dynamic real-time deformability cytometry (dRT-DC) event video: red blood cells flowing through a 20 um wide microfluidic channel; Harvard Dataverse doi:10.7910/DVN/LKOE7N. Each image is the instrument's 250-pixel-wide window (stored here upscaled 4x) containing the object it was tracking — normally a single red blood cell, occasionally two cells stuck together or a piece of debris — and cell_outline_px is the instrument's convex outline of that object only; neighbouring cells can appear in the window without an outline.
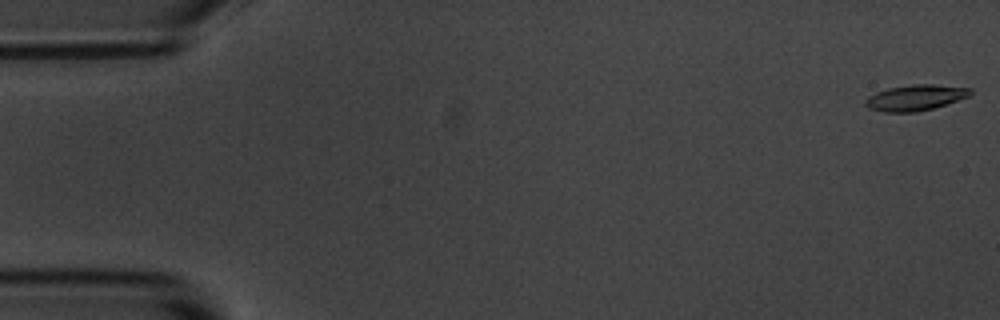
{"species": "common noctule bat (a hibernating species)", "species_latin": "Nyctalus noctula", "temperature_condition": "room temperature", "stored_images_in_passage": 6, "camera_frame_rate_fps": 3000, "um_per_image_px": 0.085, "animal": {"sex": "male", "body_mass_g": 20.1, "forearm_length_mm": 53.5}, "frame": {"image": 1, "passage_image": 1, "time_ms": 0.0, "image_size_px": [1000, 320], "cell_outline_px": [[972, 92], [968, 96], [932, 108], [916, 112], [884, 112], [868, 108], [864, 104], [864, 100], [868, 96], [876, 92], [888, 88], [912, 84], [932, 84], [972, 88]], "centroid_in_image_um": [77.75, 8.29], "position_along_channel_um": 7.2, "area_um2": 15.66}}